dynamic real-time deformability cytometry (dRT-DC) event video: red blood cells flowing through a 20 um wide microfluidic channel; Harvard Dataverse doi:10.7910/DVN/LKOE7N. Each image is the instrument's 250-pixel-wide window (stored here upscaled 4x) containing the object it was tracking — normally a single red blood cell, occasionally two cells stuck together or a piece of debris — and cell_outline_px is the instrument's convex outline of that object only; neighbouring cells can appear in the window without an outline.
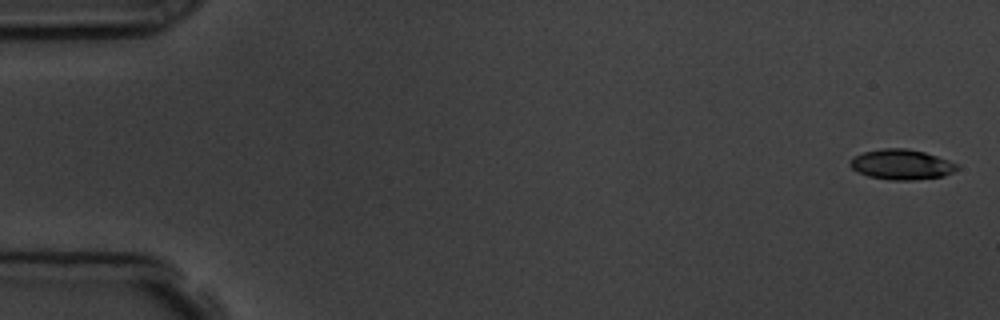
{"species": "common noctule bat (a hibernating species)", "species_latin": "Nyctalus noctula", "temperature_condition": "room temperature", "stored_images_in_passage": 5, "camera_frame_rate_fps": 3000, "um_per_image_px": 0.085, "animal": {"sex": "male", "body_mass_g": 19.5, "forearm_length_mm": 54.6}, "frame": {"image": 1, "passage_image": 1, "time_ms": 0.0, "image_size_px": [1000, 320], "cell_outline_px": [[960, 168], [944, 176], [912, 180], [888, 180], [868, 176], [856, 172], [848, 164], [856, 156], [864, 152], [884, 148], [908, 148], [924, 152], [948, 160], [956, 164]], "centroid_in_image_um": [76.62, 13.99], "position_along_channel_um": 8.4, "area_um2": 18.73}}
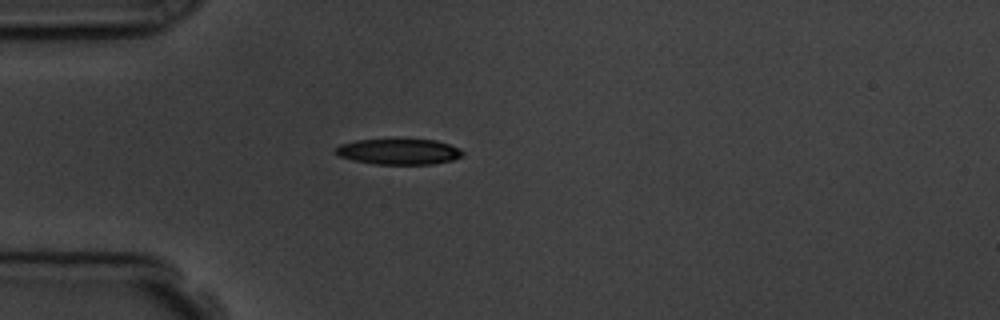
{"frame": {"image": 2, "passage_image": 5, "time_ms": 4.667, "image_size_px": [1000, 320], "cell_outline_px": [[464, 156], [452, 160], [432, 164], [372, 164], [352, 160], [340, 156], [332, 152], [332, 148], [340, 144], [356, 140], [436, 140], [460, 148], [464, 152]], "centroid_in_image_um": [33.86, 12.9], "position_along_channel_um": 51.1, "area_um2": 19.13}}